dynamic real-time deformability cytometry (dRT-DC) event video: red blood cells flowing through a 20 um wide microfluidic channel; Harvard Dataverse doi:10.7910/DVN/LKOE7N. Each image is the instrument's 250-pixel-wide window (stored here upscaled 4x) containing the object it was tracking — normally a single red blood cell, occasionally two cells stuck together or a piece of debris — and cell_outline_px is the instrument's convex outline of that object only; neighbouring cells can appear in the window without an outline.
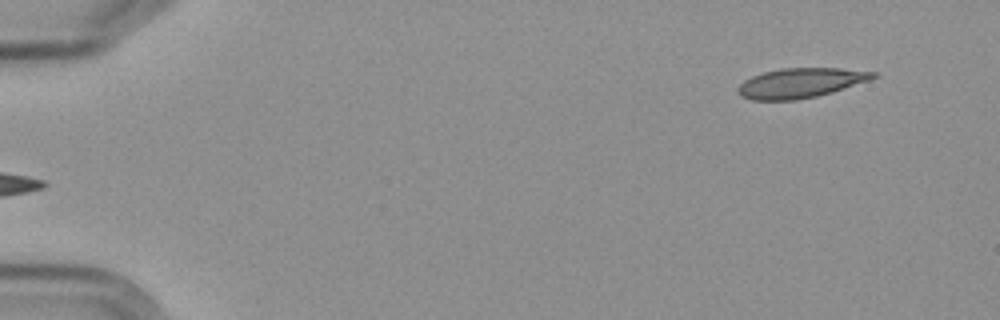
{"species": "Egyptian fruit bat (a non-hibernating species)", "species_latin": "Rousettus aegyptiacus", "temperature_condition": "cold", "stored_images_in_passage": 2, "camera_frame_rate_fps": 3000, "um_per_image_px": 0.085, "frame": {"image": 1, "passage_image": 2, "time_ms": 1.333, "image_size_px": [1000, 320], "cell_outline_px": [[880, 76], [872, 80], [832, 92], [816, 96], [796, 100], [752, 100], [740, 96], [736, 92], [736, 88], [744, 80], [752, 76], [764, 72], [780, 68], [840, 68], [876, 72]], "centroid_in_image_um": [68.06, 7.05], "position_along_channel_um": 16.9, "area_um2": 23.7}}